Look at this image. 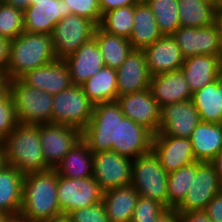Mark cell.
Listing matches in <instances>:
<instances>
[{
	"mask_svg": "<svg viewBox=\"0 0 222 222\" xmlns=\"http://www.w3.org/2000/svg\"><path fill=\"white\" fill-rule=\"evenodd\" d=\"M200 123V114L192 100L168 104L161 108L160 131L156 135L190 138Z\"/></svg>",
	"mask_w": 222,
	"mask_h": 222,
	"instance_id": "cell-15",
	"label": "cell"
},
{
	"mask_svg": "<svg viewBox=\"0 0 222 222\" xmlns=\"http://www.w3.org/2000/svg\"><path fill=\"white\" fill-rule=\"evenodd\" d=\"M167 183L168 172L152 150L133 159L131 185L140 197L157 201L168 209Z\"/></svg>",
	"mask_w": 222,
	"mask_h": 222,
	"instance_id": "cell-4",
	"label": "cell"
},
{
	"mask_svg": "<svg viewBox=\"0 0 222 222\" xmlns=\"http://www.w3.org/2000/svg\"><path fill=\"white\" fill-rule=\"evenodd\" d=\"M215 25L218 31L219 43L222 50V12H217V15L215 18Z\"/></svg>",
	"mask_w": 222,
	"mask_h": 222,
	"instance_id": "cell-50",
	"label": "cell"
},
{
	"mask_svg": "<svg viewBox=\"0 0 222 222\" xmlns=\"http://www.w3.org/2000/svg\"><path fill=\"white\" fill-rule=\"evenodd\" d=\"M11 94V80L8 77L0 78V102Z\"/></svg>",
	"mask_w": 222,
	"mask_h": 222,
	"instance_id": "cell-47",
	"label": "cell"
},
{
	"mask_svg": "<svg viewBox=\"0 0 222 222\" xmlns=\"http://www.w3.org/2000/svg\"><path fill=\"white\" fill-rule=\"evenodd\" d=\"M166 208L157 201L139 197L131 222H156Z\"/></svg>",
	"mask_w": 222,
	"mask_h": 222,
	"instance_id": "cell-38",
	"label": "cell"
},
{
	"mask_svg": "<svg viewBox=\"0 0 222 222\" xmlns=\"http://www.w3.org/2000/svg\"><path fill=\"white\" fill-rule=\"evenodd\" d=\"M210 163L214 167V170L216 171L217 175L219 176V179L222 183V151L216 155Z\"/></svg>",
	"mask_w": 222,
	"mask_h": 222,
	"instance_id": "cell-49",
	"label": "cell"
},
{
	"mask_svg": "<svg viewBox=\"0 0 222 222\" xmlns=\"http://www.w3.org/2000/svg\"><path fill=\"white\" fill-rule=\"evenodd\" d=\"M173 38L184 58L195 55L221 56L218 31L215 23L207 27H179Z\"/></svg>",
	"mask_w": 222,
	"mask_h": 222,
	"instance_id": "cell-14",
	"label": "cell"
},
{
	"mask_svg": "<svg viewBox=\"0 0 222 222\" xmlns=\"http://www.w3.org/2000/svg\"><path fill=\"white\" fill-rule=\"evenodd\" d=\"M66 62L73 85L81 86L105 66L104 58L93 37L83 43L75 53L67 56Z\"/></svg>",
	"mask_w": 222,
	"mask_h": 222,
	"instance_id": "cell-21",
	"label": "cell"
},
{
	"mask_svg": "<svg viewBox=\"0 0 222 222\" xmlns=\"http://www.w3.org/2000/svg\"><path fill=\"white\" fill-rule=\"evenodd\" d=\"M163 35H172L180 27L178 0H148Z\"/></svg>",
	"mask_w": 222,
	"mask_h": 222,
	"instance_id": "cell-35",
	"label": "cell"
},
{
	"mask_svg": "<svg viewBox=\"0 0 222 222\" xmlns=\"http://www.w3.org/2000/svg\"><path fill=\"white\" fill-rule=\"evenodd\" d=\"M11 40L8 38L0 37V74H6V68L9 61Z\"/></svg>",
	"mask_w": 222,
	"mask_h": 222,
	"instance_id": "cell-43",
	"label": "cell"
},
{
	"mask_svg": "<svg viewBox=\"0 0 222 222\" xmlns=\"http://www.w3.org/2000/svg\"><path fill=\"white\" fill-rule=\"evenodd\" d=\"M7 163L22 174L51 169L44 160L39 125L19 123L3 140Z\"/></svg>",
	"mask_w": 222,
	"mask_h": 222,
	"instance_id": "cell-3",
	"label": "cell"
},
{
	"mask_svg": "<svg viewBox=\"0 0 222 222\" xmlns=\"http://www.w3.org/2000/svg\"><path fill=\"white\" fill-rule=\"evenodd\" d=\"M97 25L82 16L70 14L63 17L54 27L52 41L57 59L64 60L94 37Z\"/></svg>",
	"mask_w": 222,
	"mask_h": 222,
	"instance_id": "cell-9",
	"label": "cell"
},
{
	"mask_svg": "<svg viewBox=\"0 0 222 222\" xmlns=\"http://www.w3.org/2000/svg\"><path fill=\"white\" fill-rule=\"evenodd\" d=\"M11 95L19 123L27 125L52 123V95L27 85L21 78L11 80Z\"/></svg>",
	"mask_w": 222,
	"mask_h": 222,
	"instance_id": "cell-6",
	"label": "cell"
},
{
	"mask_svg": "<svg viewBox=\"0 0 222 222\" xmlns=\"http://www.w3.org/2000/svg\"><path fill=\"white\" fill-rule=\"evenodd\" d=\"M156 222H180V214L175 208L166 209Z\"/></svg>",
	"mask_w": 222,
	"mask_h": 222,
	"instance_id": "cell-46",
	"label": "cell"
},
{
	"mask_svg": "<svg viewBox=\"0 0 222 222\" xmlns=\"http://www.w3.org/2000/svg\"><path fill=\"white\" fill-rule=\"evenodd\" d=\"M57 182L55 169L26 174L22 208L16 222H46L63 216L57 196Z\"/></svg>",
	"mask_w": 222,
	"mask_h": 222,
	"instance_id": "cell-1",
	"label": "cell"
},
{
	"mask_svg": "<svg viewBox=\"0 0 222 222\" xmlns=\"http://www.w3.org/2000/svg\"><path fill=\"white\" fill-rule=\"evenodd\" d=\"M192 183V163L168 173V209L176 208L186 197Z\"/></svg>",
	"mask_w": 222,
	"mask_h": 222,
	"instance_id": "cell-36",
	"label": "cell"
},
{
	"mask_svg": "<svg viewBox=\"0 0 222 222\" xmlns=\"http://www.w3.org/2000/svg\"><path fill=\"white\" fill-rule=\"evenodd\" d=\"M152 140L153 134L145 127L128 117L117 119L116 143H113V151L136 159L151 151Z\"/></svg>",
	"mask_w": 222,
	"mask_h": 222,
	"instance_id": "cell-18",
	"label": "cell"
},
{
	"mask_svg": "<svg viewBox=\"0 0 222 222\" xmlns=\"http://www.w3.org/2000/svg\"><path fill=\"white\" fill-rule=\"evenodd\" d=\"M180 222H213L204 211L179 212Z\"/></svg>",
	"mask_w": 222,
	"mask_h": 222,
	"instance_id": "cell-45",
	"label": "cell"
},
{
	"mask_svg": "<svg viewBox=\"0 0 222 222\" xmlns=\"http://www.w3.org/2000/svg\"><path fill=\"white\" fill-rule=\"evenodd\" d=\"M58 175L77 179L92 176L93 153L80 139L55 167Z\"/></svg>",
	"mask_w": 222,
	"mask_h": 222,
	"instance_id": "cell-29",
	"label": "cell"
},
{
	"mask_svg": "<svg viewBox=\"0 0 222 222\" xmlns=\"http://www.w3.org/2000/svg\"><path fill=\"white\" fill-rule=\"evenodd\" d=\"M149 88L160 108L192 98V92L182 69L151 76Z\"/></svg>",
	"mask_w": 222,
	"mask_h": 222,
	"instance_id": "cell-22",
	"label": "cell"
},
{
	"mask_svg": "<svg viewBox=\"0 0 222 222\" xmlns=\"http://www.w3.org/2000/svg\"><path fill=\"white\" fill-rule=\"evenodd\" d=\"M139 197L131 184L103 192L102 202L110 222H131Z\"/></svg>",
	"mask_w": 222,
	"mask_h": 222,
	"instance_id": "cell-25",
	"label": "cell"
},
{
	"mask_svg": "<svg viewBox=\"0 0 222 222\" xmlns=\"http://www.w3.org/2000/svg\"><path fill=\"white\" fill-rule=\"evenodd\" d=\"M0 222H16V220L4 211H0Z\"/></svg>",
	"mask_w": 222,
	"mask_h": 222,
	"instance_id": "cell-53",
	"label": "cell"
},
{
	"mask_svg": "<svg viewBox=\"0 0 222 222\" xmlns=\"http://www.w3.org/2000/svg\"><path fill=\"white\" fill-rule=\"evenodd\" d=\"M24 176L10 165L0 171V211L8 213L16 221L22 208Z\"/></svg>",
	"mask_w": 222,
	"mask_h": 222,
	"instance_id": "cell-27",
	"label": "cell"
},
{
	"mask_svg": "<svg viewBox=\"0 0 222 222\" xmlns=\"http://www.w3.org/2000/svg\"><path fill=\"white\" fill-rule=\"evenodd\" d=\"M209 1L210 3L214 4L216 7L220 4L221 0H206Z\"/></svg>",
	"mask_w": 222,
	"mask_h": 222,
	"instance_id": "cell-55",
	"label": "cell"
},
{
	"mask_svg": "<svg viewBox=\"0 0 222 222\" xmlns=\"http://www.w3.org/2000/svg\"><path fill=\"white\" fill-rule=\"evenodd\" d=\"M21 79L27 85L45 91L52 96L73 85L68 66L62 59H56L28 71Z\"/></svg>",
	"mask_w": 222,
	"mask_h": 222,
	"instance_id": "cell-20",
	"label": "cell"
},
{
	"mask_svg": "<svg viewBox=\"0 0 222 222\" xmlns=\"http://www.w3.org/2000/svg\"><path fill=\"white\" fill-rule=\"evenodd\" d=\"M94 38L104 58L105 66L116 70L134 50L127 38L109 34L99 26L94 32Z\"/></svg>",
	"mask_w": 222,
	"mask_h": 222,
	"instance_id": "cell-31",
	"label": "cell"
},
{
	"mask_svg": "<svg viewBox=\"0 0 222 222\" xmlns=\"http://www.w3.org/2000/svg\"><path fill=\"white\" fill-rule=\"evenodd\" d=\"M151 150L168 173L196 162L190 138L153 135Z\"/></svg>",
	"mask_w": 222,
	"mask_h": 222,
	"instance_id": "cell-17",
	"label": "cell"
},
{
	"mask_svg": "<svg viewBox=\"0 0 222 222\" xmlns=\"http://www.w3.org/2000/svg\"><path fill=\"white\" fill-rule=\"evenodd\" d=\"M222 191V183L210 162L192 163V183L178 212L205 211L207 204Z\"/></svg>",
	"mask_w": 222,
	"mask_h": 222,
	"instance_id": "cell-8",
	"label": "cell"
},
{
	"mask_svg": "<svg viewBox=\"0 0 222 222\" xmlns=\"http://www.w3.org/2000/svg\"><path fill=\"white\" fill-rule=\"evenodd\" d=\"M133 23L132 33L128 40L134 49L143 50L163 36L147 2L134 5Z\"/></svg>",
	"mask_w": 222,
	"mask_h": 222,
	"instance_id": "cell-26",
	"label": "cell"
},
{
	"mask_svg": "<svg viewBox=\"0 0 222 222\" xmlns=\"http://www.w3.org/2000/svg\"><path fill=\"white\" fill-rule=\"evenodd\" d=\"M202 122L221 124L218 78L192 94L191 98Z\"/></svg>",
	"mask_w": 222,
	"mask_h": 222,
	"instance_id": "cell-33",
	"label": "cell"
},
{
	"mask_svg": "<svg viewBox=\"0 0 222 222\" xmlns=\"http://www.w3.org/2000/svg\"><path fill=\"white\" fill-rule=\"evenodd\" d=\"M220 63H221V74H222V52H221V57H220Z\"/></svg>",
	"mask_w": 222,
	"mask_h": 222,
	"instance_id": "cell-58",
	"label": "cell"
},
{
	"mask_svg": "<svg viewBox=\"0 0 222 222\" xmlns=\"http://www.w3.org/2000/svg\"><path fill=\"white\" fill-rule=\"evenodd\" d=\"M18 124L14 100L10 94L0 102V137L4 140Z\"/></svg>",
	"mask_w": 222,
	"mask_h": 222,
	"instance_id": "cell-40",
	"label": "cell"
},
{
	"mask_svg": "<svg viewBox=\"0 0 222 222\" xmlns=\"http://www.w3.org/2000/svg\"><path fill=\"white\" fill-rule=\"evenodd\" d=\"M67 9L71 14L85 17L93 21L97 26L100 25L102 12L98 0H64Z\"/></svg>",
	"mask_w": 222,
	"mask_h": 222,
	"instance_id": "cell-39",
	"label": "cell"
},
{
	"mask_svg": "<svg viewBox=\"0 0 222 222\" xmlns=\"http://www.w3.org/2000/svg\"><path fill=\"white\" fill-rule=\"evenodd\" d=\"M196 161L210 162L222 151V124L202 122L190 136Z\"/></svg>",
	"mask_w": 222,
	"mask_h": 222,
	"instance_id": "cell-28",
	"label": "cell"
},
{
	"mask_svg": "<svg viewBox=\"0 0 222 222\" xmlns=\"http://www.w3.org/2000/svg\"><path fill=\"white\" fill-rule=\"evenodd\" d=\"M117 102L125 117L145 127L153 135L160 131L161 108L153 98L150 88L118 96Z\"/></svg>",
	"mask_w": 222,
	"mask_h": 222,
	"instance_id": "cell-13",
	"label": "cell"
},
{
	"mask_svg": "<svg viewBox=\"0 0 222 222\" xmlns=\"http://www.w3.org/2000/svg\"><path fill=\"white\" fill-rule=\"evenodd\" d=\"M3 3L22 10L23 12L32 5V0H1Z\"/></svg>",
	"mask_w": 222,
	"mask_h": 222,
	"instance_id": "cell-48",
	"label": "cell"
},
{
	"mask_svg": "<svg viewBox=\"0 0 222 222\" xmlns=\"http://www.w3.org/2000/svg\"><path fill=\"white\" fill-rule=\"evenodd\" d=\"M134 5L120 7L102 15L99 27L112 35L130 38L133 28Z\"/></svg>",
	"mask_w": 222,
	"mask_h": 222,
	"instance_id": "cell-34",
	"label": "cell"
},
{
	"mask_svg": "<svg viewBox=\"0 0 222 222\" xmlns=\"http://www.w3.org/2000/svg\"><path fill=\"white\" fill-rule=\"evenodd\" d=\"M39 133L44 160L51 169H55L81 139L79 129L58 123L39 125Z\"/></svg>",
	"mask_w": 222,
	"mask_h": 222,
	"instance_id": "cell-12",
	"label": "cell"
},
{
	"mask_svg": "<svg viewBox=\"0 0 222 222\" xmlns=\"http://www.w3.org/2000/svg\"><path fill=\"white\" fill-rule=\"evenodd\" d=\"M137 3L147 2L148 0H135Z\"/></svg>",
	"mask_w": 222,
	"mask_h": 222,
	"instance_id": "cell-57",
	"label": "cell"
},
{
	"mask_svg": "<svg viewBox=\"0 0 222 222\" xmlns=\"http://www.w3.org/2000/svg\"><path fill=\"white\" fill-rule=\"evenodd\" d=\"M89 101L95 106L104 102L117 101V73L116 69L104 66L81 85Z\"/></svg>",
	"mask_w": 222,
	"mask_h": 222,
	"instance_id": "cell-30",
	"label": "cell"
},
{
	"mask_svg": "<svg viewBox=\"0 0 222 222\" xmlns=\"http://www.w3.org/2000/svg\"><path fill=\"white\" fill-rule=\"evenodd\" d=\"M67 218L71 222H110L102 201L70 212Z\"/></svg>",
	"mask_w": 222,
	"mask_h": 222,
	"instance_id": "cell-41",
	"label": "cell"
},
{
	"mask_svg": "<svg viewBox=\"0 0 222 222\" xmlns=\"http://www.w3.org/2000/svg\"><path fill=\"white\" fill-rule=\"evenodd\" d=\"M220 57L199 54L184 58L181 69L192 94L209 85L221 75Z\"/></svg>",
	"mask_w": 222,
	"mask_h": 222,
	"instance_id": "cell-24",
	"label": "cell"
},
{
	"mask_svg": "<svg viewBox=\"0 0 222 222\" xmlns=\"http://www.w3.org/2000/svg\"><path fill=\"white\" fill-rule=\"evenodd\" d=\"M133 159L115 151L93 153L92 177L103 192L131 184Z\"/></svg>",
	"mask_w": 222,
	"mask_h": 222,
	"instance_id": "cell-11",
	"label": "cell"
},
{
	"mask_svg": "<svg viewBox=\"0 0 222 222\" xmlns=\"http://www.w3.org/2000/svg\"><path fill=\"white\" fill-rule=\"evenodd\" d=\"M217 11L222 12V0H221L220 4L217 7Z\"/></svg>",
	"mask_w": 222,
	"mask_h": 222,
	"instance_id": "cell-56",
	"label": "cell"
},
{
	"mask_svg": "<svg viewBox=\"0 0 222 222\" xmlns=\"http://www.w3.org/2000/svg\"><path fill=\"white\" fill-rule=\"evenodd\" d=\"M94 105L81 86L72 85L53 96L52 123L72 126L82 131L89 123Z\"/></svg>",
	"mask_w": 222,
	"mask_h": 222,
	"instance_id": "cell-7",
	"label": "cell"
},
{
	"mask_svg": "<svg viewBox=\"0 0 222 222\" xmlns=\"http://www.w3.org/2000/svg\"><path fill=\"white\" fill-rule=\"evenodd\" d=\"M116 73L118 96L140 92L150 87L151 75L143 50L134 49Z\"/></svg>",
	"mask_w": 222,
	"mask_h": 222,
	"instance_id": "cell-19",
	"label": "cell"
},
{
	"mask_svg": "<svg viewBox=\"0 0 222 222\" xmlns=\"http://www.w3.org/2000/svg\"><path fill=\"white\" fill-rule=\"evenodd\" d=\"M204 212L213 222H222V191L207 204Z\"/></svg>",
	"mask_w": 222,
	"mask_h": 222,
	"instance_id": "cell-42",
	"label": "cell"
},
{
	"mask_svg": "<svg viewBox=\"0 0 222 222\" xmlns=\"http://www.w3.org/2000/svg\"><path fill=\"white\" fill-rule=\"evenodd\" d=\"M3 145V139L0 137V147Z\"/></svg>",
	"mask_w": 222,
	"mask_h": 222,
	"instance_id": "cell-59",
	"label": "cell"
},
{
	"mask_svg": "<svg viewBox=\"0 0 222 222\" xmlns=\"http://www.w3.org/2000/svg\"><path fill=\"white\" fill-rule=\"evenodd\" d=\"M219 88V111H221V124H222V74L218 77Z\"/></svg>",
	"mask_w": 222,
	"mask_h": 222,
	"instance_id": "cell-52",
	"label": "cell"
},
{
	"mask_svg": "<svg viewBox=\"0 0 222 222\" xmlns=\"http://www.w3.org/2000/svg\"><path fill=\"white\" fill-rule=\"evenodd\" d=\"M46 222H71V221L67 218V216H61V217L51 219V220L46 221Z\"/></svg>",
	"mask_w": 222,
	"mask_h": 222,
	"instance_id": "cell-54",
	"label": "cell"
},
{
	"mask_svg": "<svg viewBox=\"0 0 222 222\" xmlns=\"http://www.w3.org/2000/svg\"><path fill=\"white\" fill-rule=\"evenodd\" d=\"M124 117L117 101L95 105L88 125L81 131V139L92 153L113 151V143H116L117 119Z\"/></svg>",
	"mask_w": 222,
	"mask_h": 222,
	"instance_id": "cell-5",
	"label": "cell"
},
{
	"mask_svg": "<svg viewBox=\"0 0 222 222\" xmlns=\"http://www.w3.org/2000/svg\"><path fill=\"white\" fill-rule=\"evenodd\" d=\"M56 59L52 35L23 32L11 41L9 61L4 76L10 80L20 79L28 71Z\"/></svg>",
	"mask_w": 222,
	"mask_h": 222,
	"instance_id": "cell-2",
	"label": "cell"
},
{
	"mask_svg": "<svg viewBox=\"0 0 222 222\" xmlns=\"http://www.w3.org/2000/svg\"><path fill=\"white\" fill-rule=\"evenodd\" d=\"M151 76L181 69L184 57L172 35H163L143 49Z\"/></svg>",
	"mask_w": 222,
	"mask_h": 222,
	"instance_id": "cell-23",
	"label": "cell"
},
{
	"mask_svg": "<svg viewBox=\"0 0 222 222\" xmlns=\"http://www.w3.org/2000/svg\"><path fill=\"white\" fill-rule=\"evenodd\" d=\"M23 32V11L0 0V37L8 38L12 41Z\"/></svg>",
	"mask_w": 222,
	"mask_h": 222,
	"instance_id": "cell-37",
	"label": "cell"
},
{
	"mask_svg": "<svg viewBox=\"0 0 222 222\" xmlns=\"http://www.w3.org/2000/svg\"><path fill=\"white\" fill-rule=\"evenodd\" d=\"M98 2L102 15L108 11L129 5H135L137 3L135 0H98Z\"/></svg>",
	"mask_w": 222,
	"mask_h": 222,
	"instance_id": "cell-44",
	"label": "cell"
},
{
	"mask_svg": "<svg viewBox=\"0 0 222 222\" xmlns=\"http://www.w3.org/2000/svg\"><path fill=\"white\" fill-rule=\"evenodd\" d=\"M24 32L51 35L55 25L71 14L64 0H32L24 12Z\"/></svg>",
	"mask_w": 222,
	"mask_h": 222,
	"instance_id": "cell-16",
	"label": "cell"
},
{
	"mask_svg": "<svg viewBox=\"0 0 222 222\" xmlns=\"http://www.w3.org/2000/svg\"><path fill=\"white\" fill-rule=\"evenodd\" d=\"M181 27H207L215 23L217 7L206 0H178Z\"/></svg>",
	"mask_w": 222,
	"mask_h": 222,
	"instance_id": "cell-32",
	"label": "cell"
},
{
	"mask_svg": "<svg viewBox=\"0 0 222 222\" xmlns=\"http://www.w3.org/2000/svg\"><path fill=\"white\" fill-rule=\"evenodd\" d=\"M57 196L63 216L102 201L103 191L92 177L67 178L58 175Z\"/></svg>",
	"mask_w": 222,
	"mask_h": 222,
	"instance_id": "cell-10",
	"label": "cell"
},
{
	"mask_svg": "<svg viewBox=\"0 0 222 222\" xmlns=\"http://www.w3.org/2000/svg\"><path fill=\"white\" fill-rule=\"evenodd\" d=\"M7 165L8 163H7V158L5 155L4 146L2 145L0 147V171L3 170Z\"/></svg>",
	"mask_w": 222,
	"mask_h": 222,
	"instance_id": "cell-51",
	"label": "cell"
}]
</instances>
